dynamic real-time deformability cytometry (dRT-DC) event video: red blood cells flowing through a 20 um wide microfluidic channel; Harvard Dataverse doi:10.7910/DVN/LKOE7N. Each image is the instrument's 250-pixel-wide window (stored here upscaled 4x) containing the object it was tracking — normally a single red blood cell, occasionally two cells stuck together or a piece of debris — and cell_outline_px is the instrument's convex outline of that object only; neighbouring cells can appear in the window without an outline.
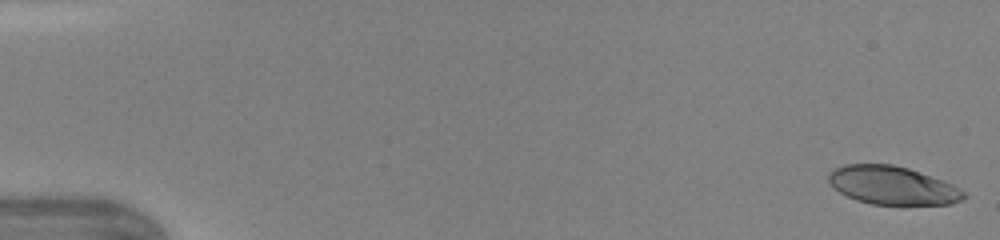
{"species": "human", "species_latin": "Homo sapiens", "temperature_condition": "warm", "stored_images_in_passage": 46, "camera_frame_rate_fps": 3000, "um_per_image_px": 0.085, "donor": {"sex": "female"}, "frame": {"image": 1, "passage_image": 1, "time_ms": 0.0, "image_size_px": [1000, 240], "cell_outline_px": [[968, 196], [952, 204], [904, 208], [872, 204], [856, 200], [840, 192], [828, 184], [828, 172], [844, 164], [892, 164], [908, 168], [952, 184], [960, 188]], "centroid_in_image_um": [75.88, 15.82], "position_along_channel_um": 9.1, "area_um2": 31.21}}
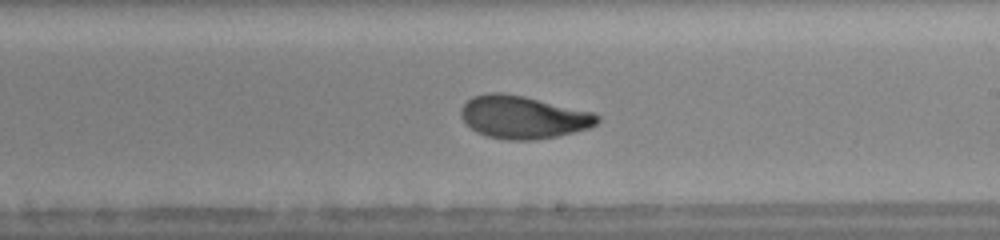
{"frame": {"image": 2, "passage_image": 28, "time_ms": 9.0, "image_size_px": [1000, 240], "cell_outline_px": [[600, 120], [596, 124], [588, 128], [556, 136], [536, 140], [508, 140], [488, 136], [476, 132], [460, 116], [460, 108], [472, 96], [488, 92], [504, 92], [524, 96], [592, 112], [600, 116]], "centroid_in_image_um": [44.44, 9.95], "position_along_channel_um": 244.6, "area_um2": 33.87}}
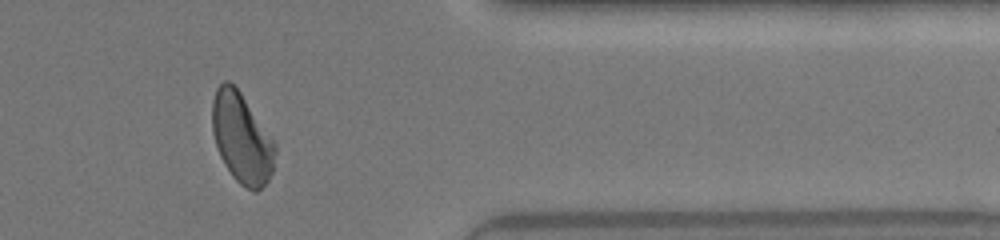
{"frame": {"image": 3, "passage_image": 39, "time_ms": 12.667, "image_size_px": [1000, 240], "cell_outline_px": [[276, 152], [272, 172], [268, 180], [256, 192], [252, 192], [240, 184], [232, 176], [224, 164], [220, 156], [212, 132], [212, 100], [216, 88], [224, 80], [228, 80], [240, 92], [276, 144]], "centroid_in_image_um": [20.53, 11.76], "position_along_channel_um": 390.9, "area_um2": 32.89}, "authors_computed_cell_mechanics": {"area_um2": 33.1483, "velocity_mm_per_s": 4.3672, "shape_relaxation_time_tau1_ms": 2.7249, "shape_relaxation_time_tau2_ms": 1.1891, "deformation_change_tau1": 0.1733, "deformation_change_tau2": 0.0752}}